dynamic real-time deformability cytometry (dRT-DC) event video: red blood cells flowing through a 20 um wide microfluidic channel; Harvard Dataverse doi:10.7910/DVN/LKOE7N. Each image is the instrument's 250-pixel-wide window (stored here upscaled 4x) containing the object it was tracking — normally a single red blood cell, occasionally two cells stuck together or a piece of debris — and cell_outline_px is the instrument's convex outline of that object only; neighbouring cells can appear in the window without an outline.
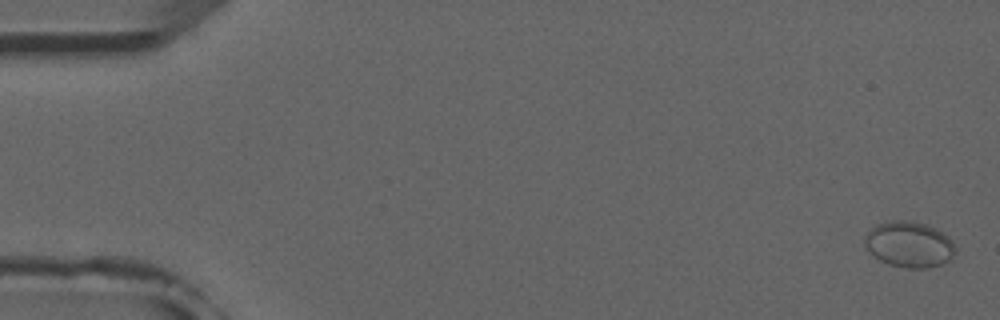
{"species": "common noctule bat (a hibernating species)", "species_latin": "Nyctalus noctula", "temperature_condition": "room temperature", "stored_images_in_passage": 2, "camera_frame_rate_fps": 3000, "um_per_image_px": 0.085, "animal": {"sex": "male", "forearm_length_mm": 52.5}, "frame": {"image": 1, "passage_image": 1, "time_ms": 0.0, "image_size_px": [1000, 320], "cell_outline_px": [[956, 252], [952, 260], [928, 268], [904, 268], [888, 264], [872, 256], [864, 248], [864, 236], [876, 224], [892, 220], [908, 220], [924, 224], [936, 228], [944, 232], [952, 240], [956, 248]], "centroid_in_image_um": [77.28, 20.78], "position_along_channel_um": 7.7, "area_um2": 24.74}}